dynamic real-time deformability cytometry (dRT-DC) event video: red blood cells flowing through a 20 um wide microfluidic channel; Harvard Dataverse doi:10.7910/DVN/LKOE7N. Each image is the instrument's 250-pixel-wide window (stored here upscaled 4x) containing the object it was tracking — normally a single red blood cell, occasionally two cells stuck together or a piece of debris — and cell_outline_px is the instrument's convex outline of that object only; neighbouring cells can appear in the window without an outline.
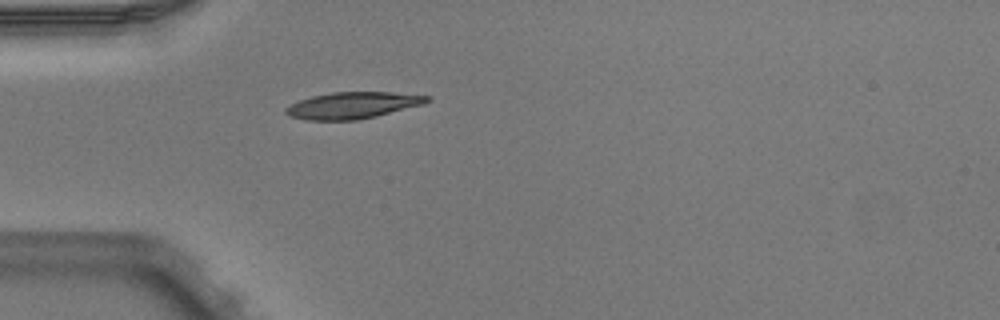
{"species": "Egyptian fruit bat (a non-hibernating species)", "species_latin": "Rousettus aegyptiacus", "temperature_condition": "warm", "stored_images_in_passage": 1, "camera_frame_rate_fps": 3000, "um_per_image_px": 0.085, "animal": {"sex": "male"}, "frame": {"image": 1, "passage_image": 1, "time_ms": 0.0, "image_size_px": [1000, 320], "cell_outline_px": [[432, 100], [424, 104], [376, 116], [356, 120], [304, 120], [288, 116], [284, 112], [284, 108], [300, 100], [312, 96], [332, 92], [392, 92], [432, 96]], "centroid_in_image_um": [29.99, 8.95], "position_along_channel_um": 55.0, "area_um2": 21.96}}